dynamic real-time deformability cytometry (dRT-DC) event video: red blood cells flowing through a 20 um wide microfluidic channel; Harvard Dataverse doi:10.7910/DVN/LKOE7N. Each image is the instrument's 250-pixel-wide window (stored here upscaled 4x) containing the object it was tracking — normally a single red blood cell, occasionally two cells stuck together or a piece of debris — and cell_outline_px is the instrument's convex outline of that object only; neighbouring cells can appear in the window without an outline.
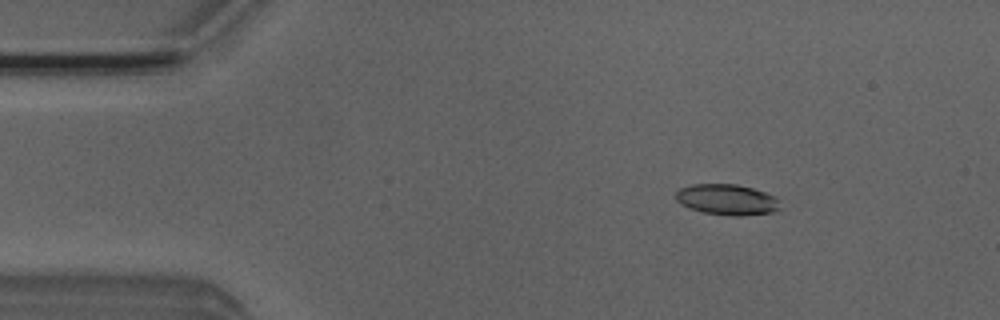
{"species": "Egyptian fruit bat (a non-hibernating species)", "species_latin": "Rousettus aegyptiacus", "temperature_condition": "room temperature", "stored_images_in_passage": 50, "camera_frame_rate_fps": 3000, "um_per_image_px": 0.085, "animal": {"sex": "male"}, "frame": {"image": 1, "passage_image": 7, "time_ms": 2.0, "image_size_px": [1000, 320], "cell_outline_px": [[780, 208], [772, 212], [740, 216], [732, 216], [704, 212], [688, 208], [680, 204], [676, 200], [676, 192], [680, 188], [692, 184], [736, 184], [752, 188], [776, 196]], "centroid_in_image_um": [61.77, 16.96], "position_along_channel_um": 23.2, "area_um2": 18.67}}
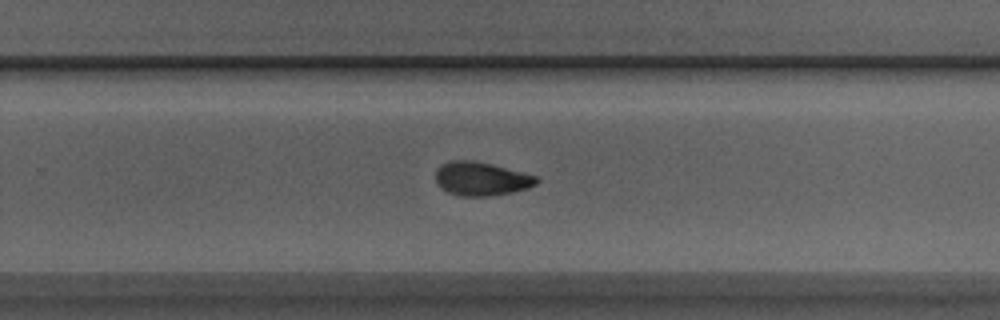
{"frame": {"image": 2, "passage_image": 32, "time_ms": 10.333, "image_size_px": [1000, 320], "cell_outline_px": [[540, 180], [536, 184], [528, 188], [512, 192], [488, 196], [460, 196], [448, 192], [440, 188], [436, 184], [436, 168], [452, 160], [476, 160], [492, 164], [536, 176]], "centroid_in_image_um": [40.88, 15.2], "position_along_channel_um": 288.9, "area_um2": 19.83}}
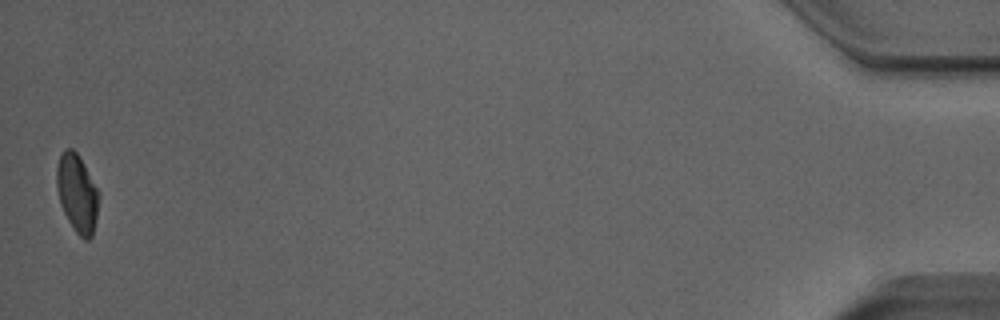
{"frame": {"image": 3, "passage_image": 50, "time_ms": 16.333, "image_size_px": [1000, 320], "cell_outline_px": [[100, 192], [96, 220], [92, 236], [88, 240], [84, 240], [76, 232], [68, 220], [60, 204], [56, 188], [56, 168], [60, 156], [64, 148], [72, 148], [76, 152]], "centroid_in_image_um": [6.55, 16.43], "position_along_channel_um": 428.6, "area_um2": 19.19}, "authors_computed_cell_mechanics": {"area_um2": 19.5942, "velocity_mm_per_s": 4.0121, "shape_relaxation_time_tau1_ms": 3.539, "shape_relaxation_time_tau2_ms": 4.2081, "deformation_change_tau1": 0.1369, "deformation_change_tau2": 0.0863}}